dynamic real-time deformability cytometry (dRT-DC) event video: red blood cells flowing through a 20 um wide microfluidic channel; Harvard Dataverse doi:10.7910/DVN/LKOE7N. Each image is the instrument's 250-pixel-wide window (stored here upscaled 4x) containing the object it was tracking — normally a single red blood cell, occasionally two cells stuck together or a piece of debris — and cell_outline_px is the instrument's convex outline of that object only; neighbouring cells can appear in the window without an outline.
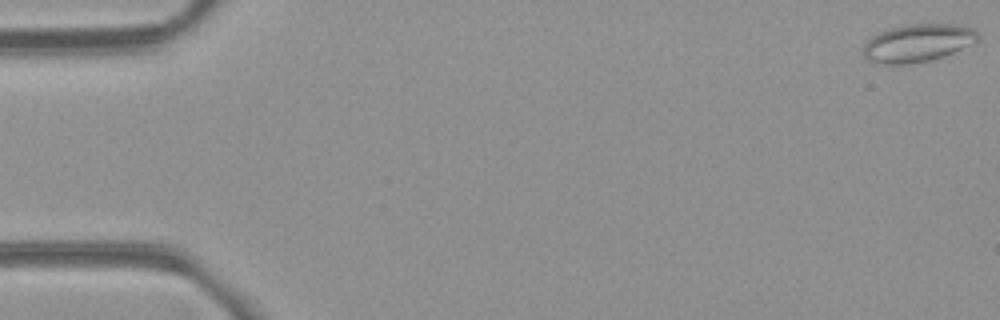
{"species": "common noctule bat (a hibernating species)", "species_latin": "Nyctalus noctula", "temperature_condition": "room temperature", "stored_images_in_passage": 4, "camera_frame_rate_fps": 3000, "um_per_image_px": 0.085, "animal": {"sex": "female", "body_mass_g": 21.9}, "frame": {"image": 1, "passage_image": 1, "time_ms": 0.0, "image_size_px": [1000, 320], "cell_outline_px": [[976, 40], [944, 56], [932, 60], [908, 64], [884, 64], [868, 60], [864, 56], [864, 44], [872, 36], [880, 32], [892, 28], [908, 24], [960, 24], [972, 28], [976, 32]], "centroid_in_image_um": [77.96, 3.65], "position_along_channel_um": 7.0, "area_um2": 24.8}}